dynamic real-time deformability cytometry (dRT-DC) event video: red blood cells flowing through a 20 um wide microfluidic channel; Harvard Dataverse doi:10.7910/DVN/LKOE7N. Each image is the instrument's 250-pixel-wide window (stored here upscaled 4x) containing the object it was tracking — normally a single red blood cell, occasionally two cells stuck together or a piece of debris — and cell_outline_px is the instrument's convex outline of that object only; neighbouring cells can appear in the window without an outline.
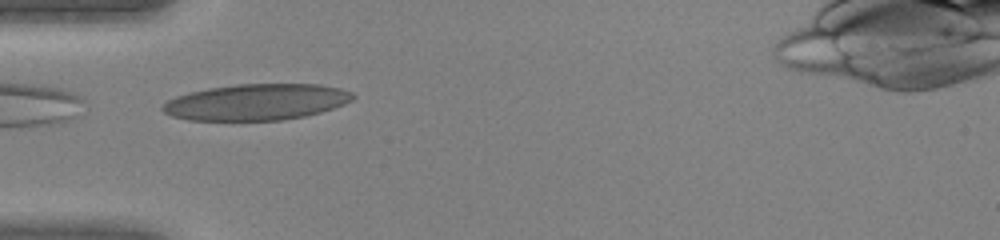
{"species": "human", "species_latin": "Homo sapiens", "temperature_condition": "warm", "stored_images_in_passage": 30, "camera_frame_rate_fps": 3000, "um_per_image_px": 0.085, "donor": {"sex": "female"}, "frame": {"image": 1, "passage_image": 1, "time_ms": 0.0, "image_size_px": [1000, 240], "cell_outline_px": [[356, 96], [352, 100], [332, 108], [320, 112], [304, 116], [280, 120], [188, 120], [172, 116], [164, 112], [160, 108], [168, 100], [176, 96], [192, 92], [212, 88], [240, 84], [316, 84], [340, 88], [352, 92]], "centroid_in_image_um": [21.8, 8.68], "position_along_channel_um": 63.2, "area_um2": 39.71}}